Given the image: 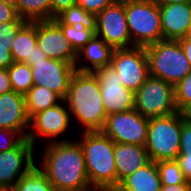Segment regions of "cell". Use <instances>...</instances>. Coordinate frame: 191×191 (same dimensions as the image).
<instances>
[{
	"label": "cell",
	"mask_w": 191,
	"mask_h": 191,
	"mask_svg": "<svg viewBox=\"0 0 191 191\" xmlns=\"http://www.w3.org/2000/svg\"><path fill=\"white\" fill-rule=\"evenodd\" d=\"M42 147L36 166L55 191H95L89 183L84 152L76 138L43 144Z\"/></svg>",
	"instance_id": "cell-1"
},
{
	"label": "cell",
	"mask_w": 191,
	"mask_h": 191,
	"mask_svg": "<svg viewBox=\"0 0 191 191\" xmlns=\"http://www.w3.org/2000/svg\"><path fill=\"white\" fill-rule=\"evenodd\" d=\"M64 101L74 124V134L102 130L107 114L101 98L100 83L94 73L75 71Z\"/></svg>",
	"instance_id": "cell-2"
},
{
	"label": "cell",
	"mask_w": 191,
	"mask_h": 191,
	"mask_svg": "<svg viewBox=\"0 0 191 191\" xmlns=\"http://www.w3.org/2000/svg\"><path fill=\"white\" fill-rule=\"evenodd\" d=\"M74 137L82 146L91 187L95 191L116 187L115 142L101 131L81 132Z\"/></svg>",
	"instance_id": "cell-3"
},
{
	"label": "cell",
	"mask_w": 191,
	"mask_h": 191,
	"mask_svg": "<svg viewBox=\"0 0 191 191\" xmlns=\"http://www.w3.org/2000/svg\"><path fill=\"white\" fill-rule=\"evenodd\" d=\"M150 76L175 86L191 72L178 40H161L145 47Z\"/></svg>",
	"instance_id": "cell-4"
},
{
	"label": "cell",
	"mask_w": 191,
	"mask_h": 191,
	"mask_svg": "<svg viewBox=\"0 0 191 191\" xmlns=\"http://www.w3.org/2000/svg\"><path fill=\"white\" fill-rule=\"evenodd\" d=\"M182 113L149 119L145 144L151 161L176 160L180 153Z\"/></svg>",
	"instance_id": "cell-5"
},
{
	"label": "cell",
	"mask_w": 191,
	"mask_h": 191,
	"mask_svg": "<svg viewBox=\"0 0 191 191\" xmlns=\"http://www.w3.org/2000/svg\"><path fill=\"white\" fill-rule=\"evenodd\" d=\"M133 47L163 40L159 6L152 0H123Z\"/></svg>",
	"instance_id": "cell-6"
},
{
	"label": "cell",
	"mask_w": 191,
	"mask_h": 191,
	"mask_svg": "<svg viewBox=\"0 0 191 191\" xmlns=\"http://www.w3.org/2000/svg\"><path fill=\"white\" fill-rule=\"evenodd\" d=\"M71 127L74 130L70 112L63 99L59 104L40 111L30 118L26 138L35 148H37L40 138V140L45 141L44 144L68 141L72 140L71 137H73L67 136V133L72 130Z\"/></svg>",
	"instance_id": "cell-7"
},
{
	"label": "cell",
	"mask_w": 191,
	"mask_h": 191,
	"mask_svg": "<svg viewBox=\"0 0 191 191\" xmlns=\"http://www.w3.org/2000/svg\"><path fill=\"white\" fill-rule=\"evenodd\" d=\"M134 109L149 119L178 112L175 87L160 78L149 76L134 93Z\"/></svg>",
	"instance_id": "cell-8"
},
{
	"label": "cell",
	"mask_w": 191,
	"mask_h": 191,
	"mask_svg": "<svg viewBox=\"0 0 191 191\" xmlns=\"http://www.w3.org/2000/svg\"><path fill=\"white\" fill-rule=\"evenodd\" d=\"M148 123L149 118L132 109L108 115L101 132L115 143L145 146Z\"/></svg>",
	"instance_id": "cell-9"
},
{
	"label": "cell",
	"mask_w": 191,
	"mask_h": 191,
	"mask_svg": "<svg viewBox=\"0 0 191 191\" xmlns=\"http://www.w3.org/2000/svg\"><path fill=\"white\" fill-rule=\"evenodd\" d=\"M111 65L119 73L123 86L134 93L150 76L145 47L114 49Z\"/></svg>",
	"instance_id": "cell-10"
},
{
	"label": "cell",
	"mask_w": 191,
	"mask_h": 191,
	"mask_svg": "<svg viewBox=\"0 0 191 191\" xmlns=\"http://www.w3.org/2000/svg\"><path fill=\"white\" fill-rule=\"evenodd\" d=\"M95 35L102 38L113 49L133 47L123 0H116L96 14Z\"/></svg>",
	"instance_id": "cell-11"
},
{
	"label": "cell",
	"mask_w": 191,
	"mask_h": 191,
	"mask_svg": "<svg viewBox=\"0 0 191 191\" xmlns=\"http://www.w3.org/2000/svg\"><path fill=\"white\" fill-rule=\"evenodd\" d=\"M36 148L23 138L14 148L0 153V186L11 191L16 183L36 165Z\"/></svg>",
	"instance_id": "cell-12"
},
{
	"label": "cell",
	"mask_w": 191,
	"mask_h": 191,
	"mask_svg": "<svg viewBox=\"0 0 191 191\" xmlns=\"http://www.w3.org/2000/svg\"><path fill=\"white\" fill-rule=\"evenodd\" d=\"M100 83V93L107 116L134 109V92L123 86L119 73L107 65L93 72Z\"/></svg>",
	"instance_id": "cell-13"
},
{
	"label": "cell",
	"mask_w": 191,
	"mask_h": 191,
	"mask_svg": "<svg viewBox=\"0 0 191 191\" xmlns=\"http://www.w3.org/2000/svg\"><path fill=\"white\" fill-rule=\"evenodd\" d=\"M37 45L50 59L68 62L74 66L77 52L54 20L36 21Z\"/></svg>",
	"instance_id": "cell-14"
},
{
	"label": "cell",
	"mask_w": 191,
	"mask_h": 191,
	"mask_svg": "<svg viewBox=\"0 0 191 191\" xmlns=\"http://www.w3.org/2000/svg\"><path fill=\"white\" fill-rule=\"evenodd\" d=\"M34 85L45 86L63 99L68 92L69 81L75 67L65 61L47 58L34 62L31 67Z\"/></svg>",
	"instance_id": "cell-15"
},
{
	"label": "cell",
	"mask_w": 191,
	"mask_h": 191,
	"mask_svg": "<svg viewBox=\"0 0 191 191\" xmlns=\"http://www.w3.org/2000/svg\"><path fill=\"white\" fill-rule=\"evenodd\" d=\"M29 125L25 96L13 90L0 95V129H11L26 138Z\"/></svg>",
	"instance_id": "cell-16"
},
{
	"label": "cell",
	"mask_w": 191,
	"mask_h": 191,
	"mask_svg": "<svg viewBox=\"0 0 191 191\" xmlns=\"http://www.w3.org/2000/svg\"><path fill=\"white\" fill-rule=\"evenodd\" d=\"M163 40H178L190 34V3L159 6Z\"/></svg>",
	"instance_id": "cell-17"
},
{
	"label": "cell",
	"mask_w": 191,
	"mask_h": 191,
	"mask_svg": "<svg viewBox=\"0 0 191 191\" xmlns=\"http://www.w3.org/2000/svg\"><path fill=\"white\" fill-rule=\"evenodd\" d=\"M114 157L116 166V187L119 183L148 164L151 160L145 146L137 144L115 143Z\"/></svg>",
	"instance_id": "cell-18"
},
{
	"label": "cell",
	"mask_w": 191,
	"mask_h": 191,
	"mask_svg": "<svg viewBox=\"0 0 191 191\" xmlns=\"http://www.w3.org/2000/svg\"><path fill=\"white\" fill-rule=\"evenodd\" d=\"M113 50L102 38L94 35L77 52L75 71L93 73L100 67L111 65Z\"/></svg>",
	"instance_id": "cell-19"
},
{
	"label": "cell",
	"mask_w": 191,
	"mask_h": 191,
	"mask_svg": "<svg viewBox=\"0 0 191 191\" xmlns=\"http://www.w3.org/2000/svg\"><path fill=\"white\" fill-rule=\"evenodd\" d=\"M161 185L157 164L150 161L124 178L118 188L122 191H160Z\"/></svg>",
	"instance_id": "cell-20"
},
{
	"label": "cell",
	"mask_w": 191,
	"mask_h": 191,
	"mask_svg": "<svg viewBox=\"0 0 191 191\" xmlns=\"http://www.w3.org/2000/svg\"><path fill=\"white\" fill-rule=\"evenodd\" d=\"M37 45L36 22H26L17 32L11 46L13 62L32 60L33 48Z\"/></svg>",
	"instance_id": "cell-21"
},
{
	"label": "cell",
	"mask_w": 191,
	"mask_h": 191,
	"mask_svg": "<svg viewBox=\"0 0 191 191\" xmlns=\"http://www.w3.org/2000/svg\"><path fill=\"white\" fill-rule=\"evenodd\" d=\"M28 117L59 104L63 98L45 86L34 85L25 95Z\"/></svg>",
	"instance_id": "cell-22"
},
{
	"label": "cell",
	"mask_w": 191,
	"mask_h": 191,
	"mask_svg": "<svg viewBox=\"0 0 191 191\" xmlns=\"http://www.w3.org/2000/svg\"><path fill=\"white\" fill-rule=\"evenodd\" d=\"M52 0H19L17 14L26 22L51 20Z\"/></svg>",
	"instance_id": "cell-23"
},
{
	"label": "cell",
	"mask_w": 191,
	"mask_h": 191,
	"mask_svg": "<svg viewBox=\"0 0 191 191\" xmlns=\"http://www.w3.org/2000/svg\"><path fill=\"white\" fill-rule=\"evenodd\" d=\"M12 90L25 95L33 86L31 67L23 62H13L8 68Z\"/></svg>",
	"instance_id": "cell-24"
},
{
	"label": "cell",
	"mask_w": 191,
	"mask_h": 191,
	"mask_svg": "<svg viewBox=\"0 0 191 191\" xmlns=\"http://www.w3.org/2000/svg\"><path fill=\"white\" fill-rule=\"evenodd\" d=\"M57 18L69 26H85L87 30L96 33V14L87 12L83 7L75 4L64 10Z\"/></svg>",
	"instance_id": "cell-25"
},
{
	"label": "cell",
	"mask_w": 191,
	"mask_h": 191,
	"mask_svg": "<svg viewBox=\"0 0 191 191\" xmlns=\"http://www.w3.org/2000/svg\"><path fill=\"white\" fill-rule=\"evenodd\" d=\"M184 178L191 182V122L182 114V130L180 137V153L176 158Z\"/></svg>",
	"instance_id": "cell-26"
},
{
	"label": "cell",
	"mask_w": 191,
	"mask_h": 191,
	"mask_svg": "<svg viewBox=\"0 0 191 191\" xmlns=\"http://www.w3.org/2000/svg\"><path fill=\"white\" fill-rule=\"evenodd\" d=\"M11 191H55V188L35 165L16 183Z\"/></svg>",
	"instance_id": "cell-27"
},
{
	"label": "cell",
	"mask_w": 191,
	"mask_h": 191,
	"mask_svg": "<svg viewBox=\"0 0 191 191\" xmlns=\"http://www.w3.org/2000/svg\"><path fill=\"white\" fill-rule=\"evenodd\" d=\"M62 29L64 36L68 39L74 50L78 52L95 35L85 26H69L63 24L57 17L53 19Z\"/></svg>",
	"instance_id": "cell-28"
},
{
	"label": "cell",
	"mask_w": 191,
	"mask_h": 191,
	"mask_svg": "<svg viewBox=\"0 0 191 191\" xmlns=\"http://www.w3.org/2000/svg\"><path fill=\"white\" fill-rule=\"evenodd\" d=\"M156 164L162 185L191 183L184 178L176 160H164L156 162Z\"/></svg>",
	"instance_id": "cell-29"
},
{
	"label": "cell",
	"mask_w": 191,
	"mask_h": 191,
	"mask_svg": "<svg viewBox=\"0 0 191 191\" xmlns=\"http://www.w3.org/2000/svg\"><path fill=\"white\" fill-rule=\"evenodd\" d=\"M174 87L177 110L182 112L189 104H191V72Z\"/></svg>",
	"instance_id": "cell-30"
},
{
	"label": "cell",
	"mask_w": 191,
	"mask_h": 191,
	"mask_svg": "<svg viewBox=\"0 0 191 191\" xmlns=\"http://www.w3.org/2000/svg\"><path fill=\"white\" fill-rule=\"evenodd\" d=\"M26 23L19 16L14 21L0 23V44L11 45L18 30Z\"/></svg>",
	"instance_id": "cell-31"
},
{
	"label": "cell",
	"mask_w": 191,
	"mask_h": 191,
	"mask_svg": "<svg viewBox=\"0 0 191 191\" xmlns=\"http://www.w3.org/2000/svg\"><path fill=\"white\" fill-rule=\"evenodd\" d=\"M23 137L11 129H0V153L14 148Z\"/></svg>",
	"instance_id": "cell-32"
},
{
	"label": "cell",
	"mask_w": 191,
	"mask_h": 191,
	"mask_svg": "<svg viewBox=\"0 0 191 191\" xmlns=\"http://www.w3.org/2000/svg\"><path fill=\"white\" fill-rule=\"evenodd\" d=\"M116 0H76V4L83 7L87 12L98 14Z\"/></svg>",
	"instance_id": "cell-33"
},
{
	"label": "cell",
	"mask_w": 191,
	"mask_h": 191,
	"mask_svg": "<svg viewBox=\"0 0 191 191\" xmlns=\"http://www.w3.org/2000/svg\"><path fill=\"white\" fill-rule=\"evenodd\" d=\"M76 4V0H52L51 2V20L56 18L64 10Z\"/></svg>",
	"instance_id": "cell-34"
},
{
	"label": "cell",
	"mask_w": 191,
	"mask_h": 191,
	"mask_svg": "<svg viewBox=\"0 0 191 191\" xmlns=\"http://www.w3.org/2000/svg\"><path fill=\"white\" fill-rule=\"evenodd\" d=\"M17 17L16 8L0 1V23L14 21Z\"/></svg>",
	"instance_id": "cell-35"
},
{
	"label": "cell",
	"mask_w": 191,
	"mask_h": 191,
	"mask_svg": "<svg viewBox=\"0 0 191 191\" xmlns=\"http://www.w3.org/2000/svg\"><path fill=\"white\" fill-rule=\"evenodd\" d=\"M13 64L11 56V45L0 44V68H8Z\"/></svg>",
	"instance_id": "cell-36"
},
{
	"label": "cell",
	"mask_w": 191,
	"mask_h": 191,
	"mask_svg": "<svg viewBox=\"0 0 191 191\" xmlns=\"http://www.w3.org/2000/svg\"><path fill=\"white\" fill-rule=\"evenodd\" d=\"M12 91L9 75L6 68H0V95Z\"/></svg>",
	"instance_id": "cell-37"
},
{
	"label": "cell",
	"mask_w": 191,
	"mask_h": 191,
	"mask_svg": "<svg viewBox=\"0 0 191 191\" xmlns=\"http://www.w3.org/2000/svg\"><path fill=\"white\" fill-rule=\"evenodd\" d=\"M178 41L191 67V34L187 35L186 37L178 39Z\"/></svg>",
	"instance_id": "cell-38"
},
{
	"label": "cell",
	"mask_w": 191,
	"mask_h": 191,
	"mask_svg": "<svg viewBox=\"0 0 191 191\" xmlns=\"http://www.w3.org/2000/svg\"><path fill=\"white\" fill-rule=\"evenodd\" d=\"M48 57L46 54L41 50V48L36 45L33 48L32 60H27L25 63L28 64L30 67L34 66V62H39L47 59Z\"/></svg>",
	"instance_id": "cell-39"
},
{
	"label": "cell",
	"mask_w": 191,
	"mask_h": 191,
	"mask_svg": "<svg viewBox=\"0 0 191 191\" xmlns=\"http://www.w3.org/2000/svg\"><path fill=\"white\" fill-rule=\"evenodd\" d=\"M160 191H191V183H179L176 185H161Z\"/></svg>",
	"instance_id": "cell-40"
},
{
	"label": "cell",
	"mask_w": 191,
	"mask_h": 191,
	"mask_svg": "<svg viewBox=\"0 0 191 191\" xmlns=\"http://www.w3.org/2000/svg\"><path fill=\"white\" fill-rule=\"evenodd\" d=\"M158 6L169 5L173 3H190L191 0H152Z\"/></svg>",
	"instance_id": "cell-41"
},
{
	"label": "cell",
	"mask_w": 191,
	"mask_h": 191,
	"mask_svg": "<svg viewBox=\"0 0 191 191\" xmlns=\"http://www.w3.org/2000/svg\"><path fill=\"white\" fill-rule=\"evenodd\" d=\"M181 113L183 114L185 120L191 122V104H189Z\"/></svg>",
	"instance_id": "cell-42"
},
{
	"label": "cell",
	"mask_w": 191,
	"mask_h": 191,
	"mask_svg": "<svg viewBox=\"0 0 191 191\" xmlns=\"http://www.w3.org/2000/svg\"><path fill=\"white\" fill-rule=\"evenodd\" d=\"M1 2L17 8L19 0H0Z\"/></svg>",
	"instance_id": "cell-43"
},
{
	"label": "cell",
	"mask_w": 191,
	"mask_h": 191,
	"mask_svg": "<svg viewBox=\"0 0 191 191\" xmlns=\"http://www.w3.org/2000/svg\"><path fill=\"white\" fill-rule=\"evenodd\" d=\"M100 191H122V190L118 187H110V188L102 189Z\"/></svg>",
	"instance_id": "cell-44"
},
{
	"label": "cell",
	"mask_w": 191,
	"mask_h": 191,
	"mask_svg": "<svg viewBox=\"0 0 191 191\" xmlns=\"http://www.w3.org/2000/svg\"><path fill=\"white\" fill-rule=\"evenodd\" d=\"M0 191H10L9 189L5 188V187H1L0 186Z\"/></svg>",
	"instance_id": "cell-45"
},
{
	"label": "cell",
	"mask_w": 191,
	"mask_h": 191,
	"mask_svg": "<svg viewBox=\"0 0 191 191\" xmlns=\"http://www.w3.org/2000/svg\"><path fill=\"white\" fill-rule=\"evenodd\" d=\"M190 34H191V17H190Z\"/></svg>",
	"instance_id": "cell-46"
}]
</instances>
